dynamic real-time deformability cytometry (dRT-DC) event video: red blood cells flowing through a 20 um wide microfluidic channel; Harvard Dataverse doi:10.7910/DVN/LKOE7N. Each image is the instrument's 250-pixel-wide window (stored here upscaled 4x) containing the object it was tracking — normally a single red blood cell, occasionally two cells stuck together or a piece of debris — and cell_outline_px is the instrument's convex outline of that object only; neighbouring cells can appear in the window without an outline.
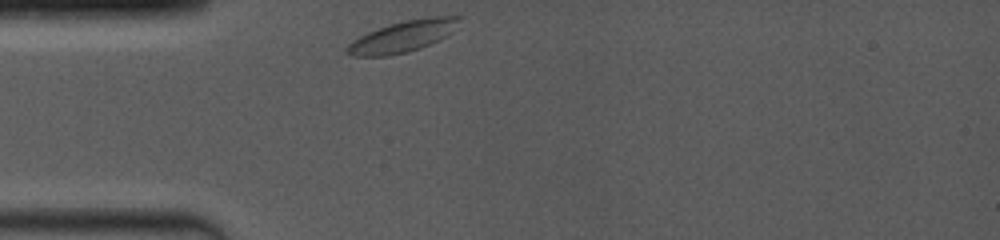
{"species": "common noctule bat (a hibernating species)", "species_latin": "Nyctalus noctula", "temperature_condition": "room temperature", "stored_images_in_passage": 25, "camera_frame_rate_fps": 4000, "um_per_image_px": 0.085, "animal": {"sex": "female", "body_mass_g": 19.0, "forearm_length_mm": 53.3}, "frame": {"image": 1, "passage_image": 1, "time_ms": 0.0, "image_size_px": [1000, 240], "cell_outline_px": [[460, 16], [452, 32], [420, 48], [408, 52], [388, 56], [352, 56], [344, 52], [344, 48], [352, 40], [368, 32], [388, 24], [404, 20], [428, 16]], "centroid_in_image_um": [34.15, 3.1], "position_along_channel_um": 50.9, "area_um2": 20.35}}
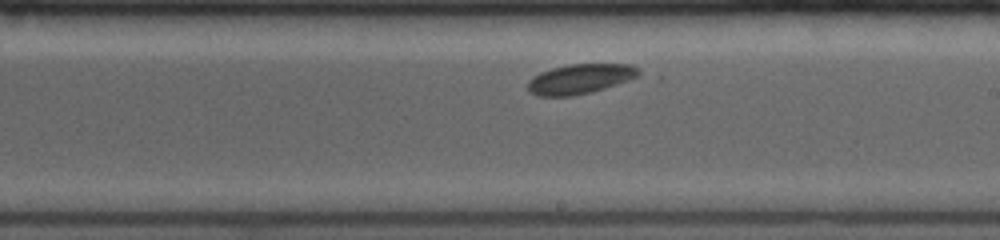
{"frame": {"image": 2, "passage_image": 15, "time_ms": 5.25, "image_size_px": [1000, 240], "cell_outline_px": [[640, 72], [636, 76], [628, 80], [592, 92], [572, 96], [536, 96], [528, 92], [528, 80], [532, 76], [540, 72], [552, 68], [568, 64], [628, 64], [640, 68]], "centroid_in_image_um": [49.25, 6.71], "position_along_channel_um": 239.8, "area_um2": 19.31}}
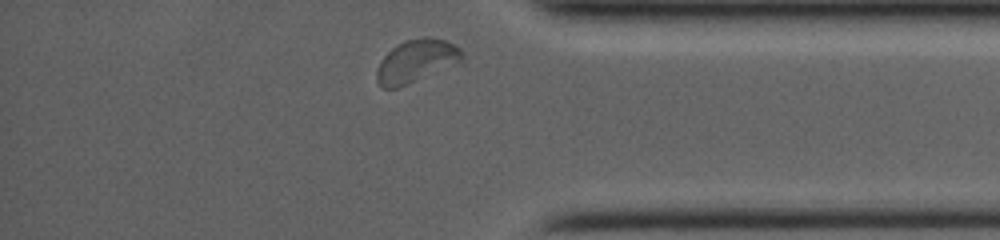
{"frame": {"image": 3, "passage_image": 25, "time_ms": 9.5, "image_size_px": [1000, 240], "cell_outline_px": [[464, 64], [408, 84], [396, 88], [380, 88], [376, 80], [376, 68], [380, 60], [396, 44], [404, 40], [424, 36], [428, 36], [444, 40], [456, 44], [464, 52]], "centroid_in_image_um": [35.46, 5.19], "position_along_channel_um": 399.7, "area_um2": 22.37}}